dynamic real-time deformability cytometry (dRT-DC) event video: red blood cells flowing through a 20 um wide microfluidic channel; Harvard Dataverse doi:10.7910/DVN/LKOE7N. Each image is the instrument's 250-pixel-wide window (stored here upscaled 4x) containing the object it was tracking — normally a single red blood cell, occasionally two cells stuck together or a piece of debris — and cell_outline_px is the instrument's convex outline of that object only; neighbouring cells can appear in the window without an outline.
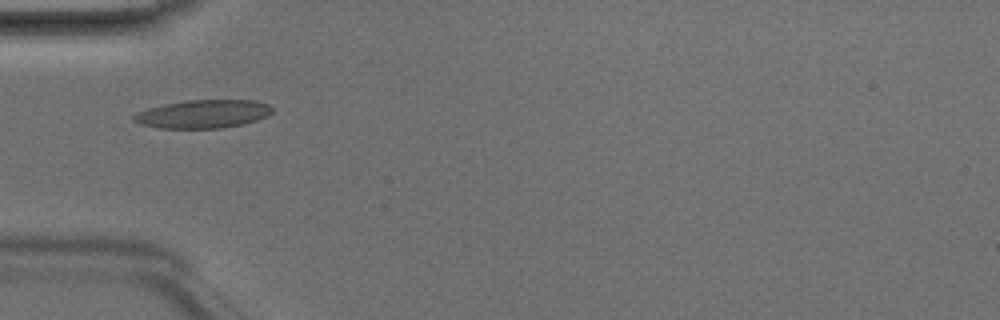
{"species": "Egyptian fruit bat (a non-hibernating species)", "species_latin": "Rousettus aegyptiacus", "temperature_condition": "room temperature", "stored_images_in_passage": 5, "camera_frame_rate_fps": 3000, "um_per_image_px": 0.085, "animal": {"sex": "male"}, "frame": {"image": 1, "passage_image": 4, "time_ms": 1.0, "image_size_px": [1000, 320], "cell_outline_px": [[272, 112], [268, 116], [256, 120], [240, 124], [220, 128], [160, 128], [140, 124], [132, 120], [132, 116], [136, 112], [148, 108], [164, 104], [188, 100], [252, 100], [268, 104], [272, 108]], "centroid_in_image_um": [17.22, 9.68], "position_along_channel_um": 67.8, "area_um2": 22.72}}